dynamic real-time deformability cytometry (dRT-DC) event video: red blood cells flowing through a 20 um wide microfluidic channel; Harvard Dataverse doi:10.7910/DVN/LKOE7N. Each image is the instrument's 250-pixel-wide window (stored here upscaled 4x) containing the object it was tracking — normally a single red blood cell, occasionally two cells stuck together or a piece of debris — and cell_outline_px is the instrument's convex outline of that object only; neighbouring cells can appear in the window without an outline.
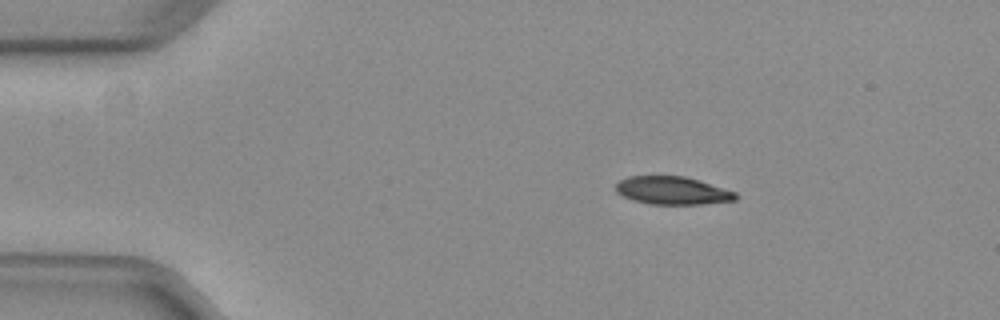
{"species": "common noctule bat (a hibernating species)", "species_latin": "Nyctalus noctula", "temperature_condition": "warm", "stored_images_in_passage": 44, "camera_frame_rate_fps": 3000, "um_per_image_px": 0.085, "animal": {"sex": "female", "body_mass_g": 29.2, "forearm_length_mm": 56.3}, "frame": {"image": 1, "passage_image": 1, "time_ms": 0.0, "image_size_px": [1000, 320], "cell_outline_px": [[736, 200], [704, 204], [648, 204], [632, 200], [616, 192], [616, 184], [620, 180], [628, 176], [684, 176], [736, 192]], "centroid_in_image_um": [57.12, 16.2], "position_along_channel_um": 27.9, "area_um2": 19.36}}
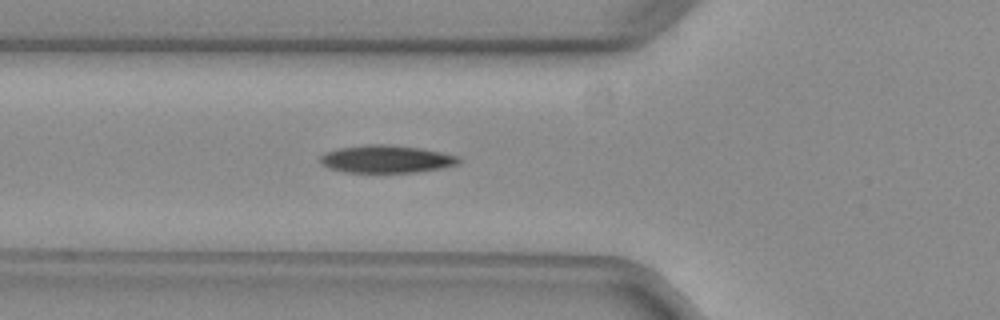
{"frame": {"image": 2, "passage_image": 11, "time_ms": 3.333, "image_size_px": [1000, 320], "cell_outline_px": [[464, 160], [460, 164], [440, 168], [416, 172], [344, 172], [328, 168], [320, 164], [320, 156], [324, 152], [340, 148], [364, 144], [388, 144], [420, 148], [460, 156]], "centroid_in_image_um": [32.85, 13.51], "position_along_channel_um": 93.0, "area_um2": 22.54}}
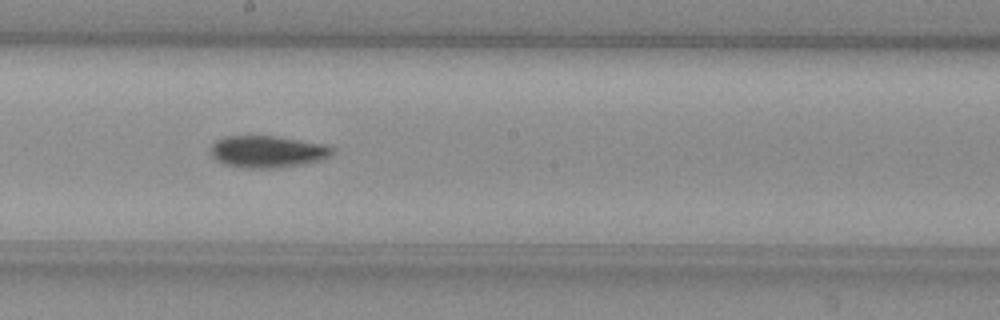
{"frame": {"image": 3, "passage_image": 21, "time_ms": 6.667, "image_size_px": [1000, 320], "cell_outline_px": [[332, 156], [320, 160], [304, 164], [280, 168], [244, 168], [224, 164], [216, 160], [212, 156], [212, 144], [216, 140], [224, 136], [276, 136], [324, 144], [332, 148]], "centroid_in_image_um": [22.73, 12.9], "position_along_channel_um": 225.5, "area_um2": 22.66}, "authors_computed_cell_mechanics": {"area_um2": 21.4438, "velocity_mm_per_s": 3.9742, "shape_relaxation_time_tau1_ms": 4.8899, "shape_relaxation_time_tau2_ms": null, "deformation_change_tau1": 0.1541, "deformation_change_tau2": null}}